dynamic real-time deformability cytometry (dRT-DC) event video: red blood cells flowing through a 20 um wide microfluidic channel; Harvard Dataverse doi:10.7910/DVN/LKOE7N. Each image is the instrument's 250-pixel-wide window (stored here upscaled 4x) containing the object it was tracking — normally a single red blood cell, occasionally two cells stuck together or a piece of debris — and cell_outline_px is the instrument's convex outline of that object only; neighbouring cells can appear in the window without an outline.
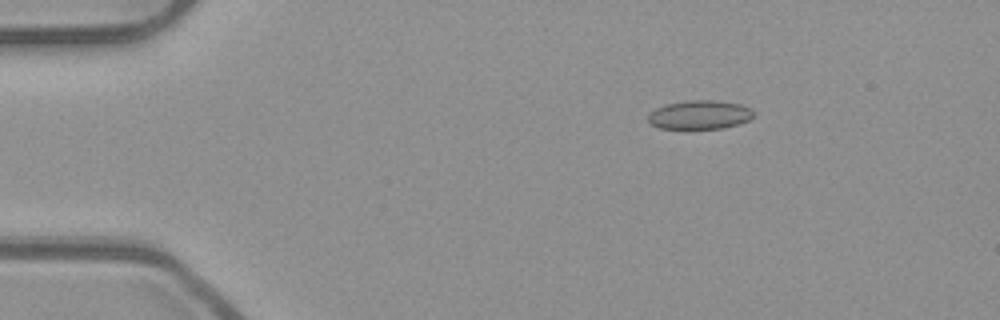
{"species": "common noctule bat (a hibernating species)", "species_latin": "Nyctalus noctula", "temperature_condition": "room temperature", "stored_images_in_passage": 45, "camera_frame_rate_fps": 3000, "um_per_image_px": 0.085, "animal": {"sex": "male", "body_mass_g": 23.1, "forearm_length_mm": 52.7}, "frame": {"image": 1, "passage_image": 1, "time_ms": 0.0, "image_size_px": [1000, 320], "cell_outline_px": [[752, 116], [748, 120], [736, 124], [720, 128], [660, 128], [652, 124], [648, 120], [648, 116], [656, 108], [668, 104], [688, 100], [716, 100], [740, 104], [752, 108]], "centroid_in_image_um": [59.48, 9.74], "position_along_channel_um": 25.5, "area_um2": 17.34}}
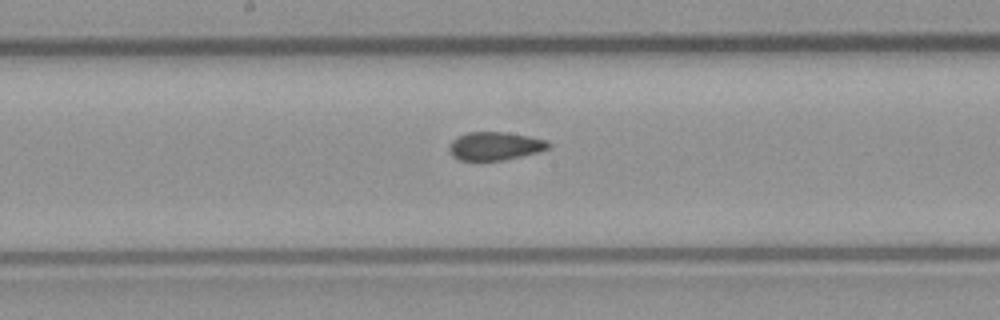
{"frame": {"image": 2, "passage_image": 20, "time_ms": 6.333, "image_size_px": [1000, 320], "cell_outline_px": [[552, 144], [548, 148], [536, 152], [504, 160], [460, 160], [452, 156], [448, 148], [452, 140], [468, 132], [504, 132], [528, 136], [544, 140]], "centroid_in_image_um": [42.04, 12.41], "position_along_channel_um": 206.2, "area_um2": 16.07}}
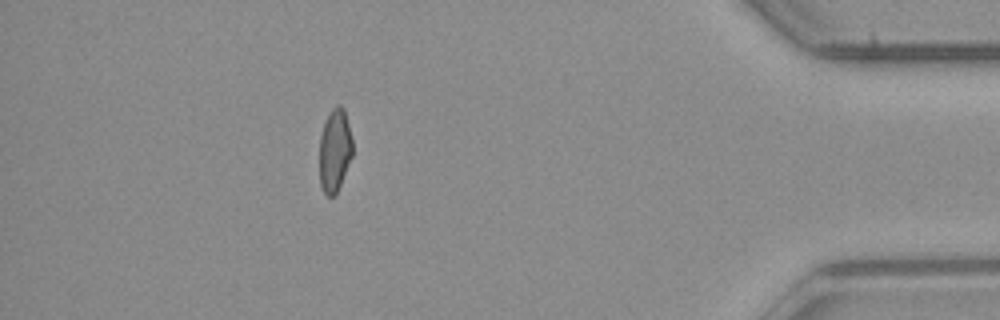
{"frame": {"image": 3, "passage_image": 39, "time_ms": 12.667, "image_size_px": [1000, 320], "cell_outline_px": [[352, 156], [340, 184], [336, 192], [332, 196], [328, 196], [324, 192], [320, 184], [320, 136], [324, 124], [332, 108], [336, 104], [340, 104], [344, 108], [352, 140]], "centroid_in_image_um": [28.45, 12.75], "position_along_channel_um": 406.7, "area_um2": 15.72}, "authors_computed_cell_mechanics": {"area_um2": 16.9932, "velocity_mm_per_s": 3.9754, "shape_relaxation_time_tau1_ms": null, "shape_relaxation_time_tau2_ms": 2.4489, "deformation_change_tau1": null, "deformation_change_tau2": 0.0633}}